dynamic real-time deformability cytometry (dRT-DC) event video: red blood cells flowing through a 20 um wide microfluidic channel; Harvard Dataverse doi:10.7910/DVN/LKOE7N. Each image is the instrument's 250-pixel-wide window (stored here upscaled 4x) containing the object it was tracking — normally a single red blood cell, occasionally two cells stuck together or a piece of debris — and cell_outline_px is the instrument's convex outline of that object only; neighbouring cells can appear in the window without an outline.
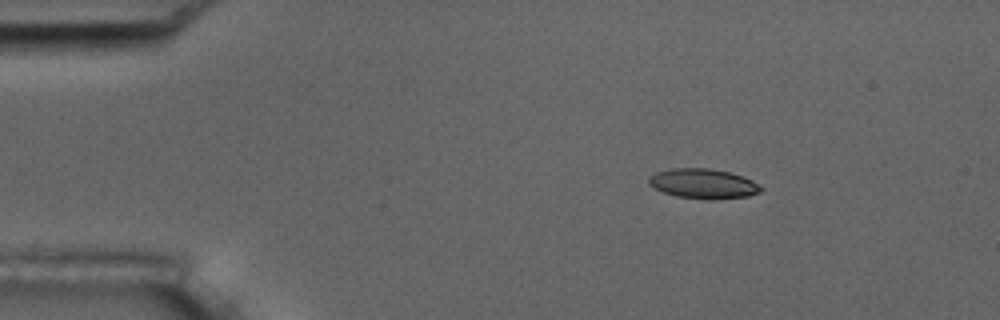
{"species": "common noctule bat (a hibernating species)", "species_latin": "Nyctalus noctula", "temperature_condition": "room temperature", "stored_images_in_passage": 4, "camera_frame_rate_fps": 3000, "um_per_image_px": 0.085, "animal": {"sex": "male", "body_mass_g": 17.5, "forearm_length_mm": 52.3}, "frame": {"image": 1, "passage_image": 2, "time_ms": 1.0, "image_size_px": [1000, 320], "cell_outline_px": [[764, 188], [760, 192], [748, 196], [712, 200], [708, 200], [676, 196], [664, 192], [648, 184], [648, 176], [656, 172], [672, 168], [708, 168], [728, 172], [744, 176], [760, 184]], "centroid_in_image_um": [59.8, 15.61], "position_along_channel_um": 25.2, "area_um2": 19.65}}